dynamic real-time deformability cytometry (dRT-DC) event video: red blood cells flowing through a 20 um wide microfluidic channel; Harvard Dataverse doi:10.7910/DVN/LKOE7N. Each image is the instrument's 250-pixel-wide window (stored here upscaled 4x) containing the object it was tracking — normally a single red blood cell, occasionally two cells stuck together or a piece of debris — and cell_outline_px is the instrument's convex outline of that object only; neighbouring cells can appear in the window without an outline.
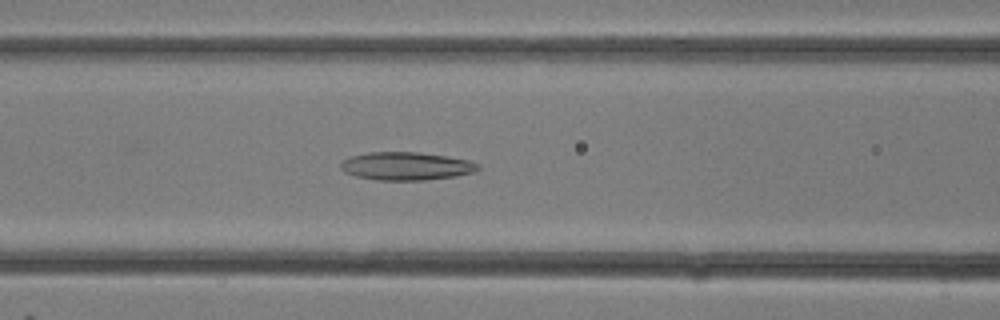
{"species": "common noctule bat (a hibernating species)", "species_latin": "Nyctalus noctula", "temperature_condition": "room temperature", "stored_images_in_passage": 32, "camera_frame_rate_fps": 3000, "um_per_image_px": 0.085, "animal": {"sex": "female"}, "frame": {"image": 1, "passage_image": 13, "time_ms": 4.0, "image_size_px": [1000, 320], "cell_outline_px": [[480, 168], [472, 172], [456, 176], [424, 180], [376, 180], [356, 176], [344, 172], [340, 168], [340, 164], [344, 160], [352, 156], [368, 152], [420, 152], [468, 160], [480, 164]], "centroid_in_image_um": [34.51, 14.12], "position_along_channel_um": 132.1, "area_um2": 22.37}}
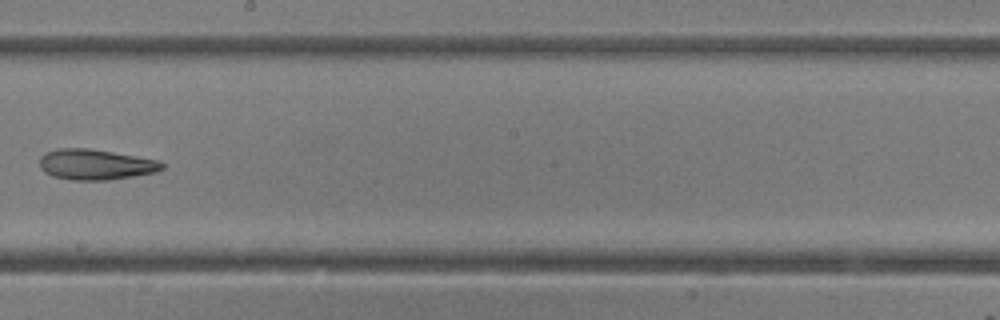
{"frame": {"image": 2, "passage_image": 18, "time_ms": 5.667, "image_size_px": [1000, 320], "cell_outline_px": [[164, 168], [156, 172], [108, 180], [72, 180], [52, 176], [44, 172], [40, 168], [40, 156], [44, 152], [60, 148], [88, 148], [112, 152], [156, 160], [164, 164]], "centroid_in_image_um": [8.07, 13.98], "position_along_channel_um": 240.1, "area_um2": 21.68}}
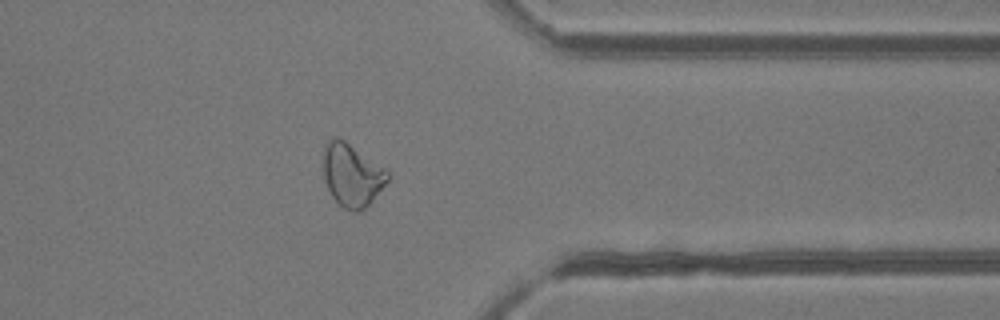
{"frame": {"image": 3, "passage_image": 25, "time_ms": 8.0, "image_size_px": [1000, 320], "cell_outline_px": [[392, 176], [372, 200], [364, 208], [356, 212], [352, 212], [344, 208], [332, 196], [324, 180], [324, 144], [332, 136], [336, 136], [344, 140], [384, 168]], "centroid_in_image_um": [29.9, 14.87], "position_along_channel_um": 381.5, "area_um2": 23.29}}